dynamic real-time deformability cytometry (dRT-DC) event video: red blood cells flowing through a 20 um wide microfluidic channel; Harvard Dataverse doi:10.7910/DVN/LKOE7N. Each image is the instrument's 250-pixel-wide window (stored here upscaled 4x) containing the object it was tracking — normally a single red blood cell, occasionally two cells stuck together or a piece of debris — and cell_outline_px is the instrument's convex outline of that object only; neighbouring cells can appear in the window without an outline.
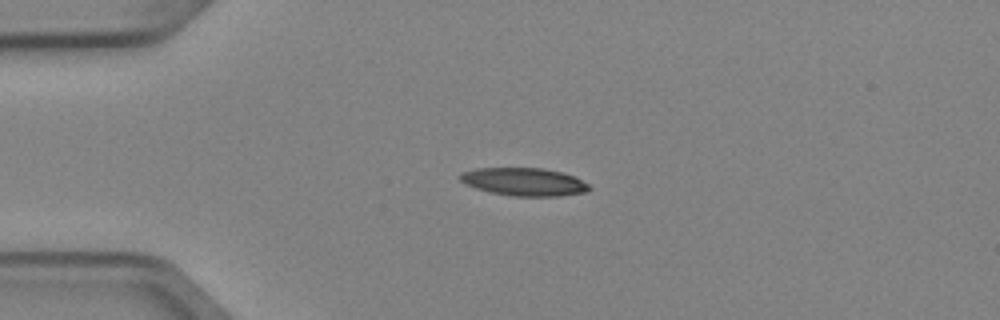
{"species": "Egyptian fruit bat (a non-hibernating species)", "species_latin": "Rousettus aegyptiacus", "temperature_condition": "cold", "stored_images_in_passage": 4, "camera_frame_rate_fps": 3000, "um_per_image_px": 0.085, "animal": {"sex": "female"}, "frame": {"image": 1, "passage_image": 3, "time_ms": 0.667, "image_size_px": [1000, 320], "cell_outline_px": [[588, 192], [560, 196], [512, 196], [492, 192], [476, 188], [464, 184], [460, 180], [460, 172], [476, 168], [544, 168], [576, 176], [588, 184]], "centroid_in_image_um": [44.54, 15.45], "position_along_channel_um": 40.5, "area_um2": 21.04}}